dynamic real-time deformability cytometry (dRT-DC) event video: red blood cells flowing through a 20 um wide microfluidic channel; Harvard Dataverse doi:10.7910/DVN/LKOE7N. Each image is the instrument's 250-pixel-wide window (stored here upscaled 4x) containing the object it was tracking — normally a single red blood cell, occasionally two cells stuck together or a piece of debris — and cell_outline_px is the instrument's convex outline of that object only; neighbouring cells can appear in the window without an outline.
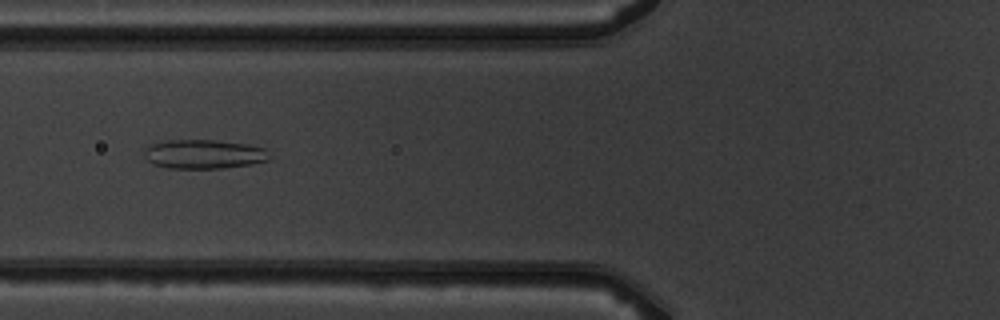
{"species": "common noctule bat (a hibernating species)", "species_latin": "Nyctalus noctula", "temperature_condition": "warm", "stored_images_in_passage": 9, "camera_frame_rate_fps": 3000, "um_per_image_px": 0.085, "animal": {"sex": "male", "body_mass_g": 19.5, "forearm_length_mm": 54.6}, "frame": {"image": 1, "passage_image": 6, "time_ms": 6.0, "image_size_px": [1000, 320], "cell_outline_px": [[272, 156], [268, 160], [252, 164], [224, 168], [168, 168], [152, 164], [144, 156], [144, 148], [152, 144], [168, 140], [216, 140], [248, 144], [264, 148]], "centroid_in_image_um": [17.34, 13.1], "position_along_channel_um": 108.5, "area_um2": 21.39}}
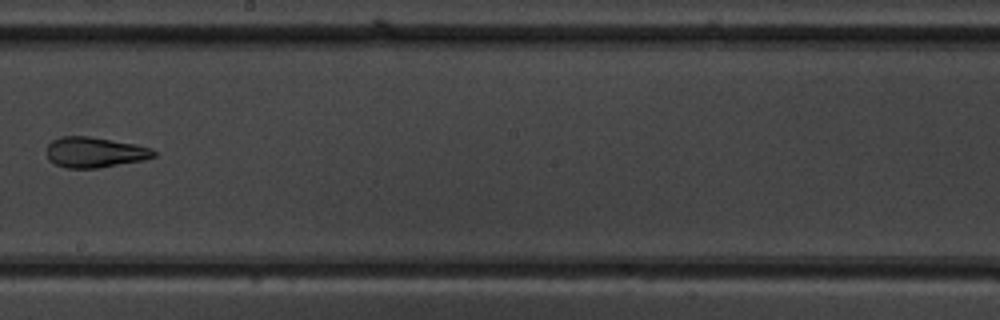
{"frame": {"image": 2, "passage_image": 9, "time_ms": 9.333, "image_size_px": [1000, 320], "cell_outline_px": [[156, 156], [144, 160], [100, 168], [68, 168], [56, 164], [48, 160], [48, 144], [52, 140], [60, 136], [88, 136], [136, 144], [152, 148], [156, 152]], "centroid_in_image_um": [8.08, 12.94], "position_along_channel_um": 240.1, "area_um2": 19.07}}